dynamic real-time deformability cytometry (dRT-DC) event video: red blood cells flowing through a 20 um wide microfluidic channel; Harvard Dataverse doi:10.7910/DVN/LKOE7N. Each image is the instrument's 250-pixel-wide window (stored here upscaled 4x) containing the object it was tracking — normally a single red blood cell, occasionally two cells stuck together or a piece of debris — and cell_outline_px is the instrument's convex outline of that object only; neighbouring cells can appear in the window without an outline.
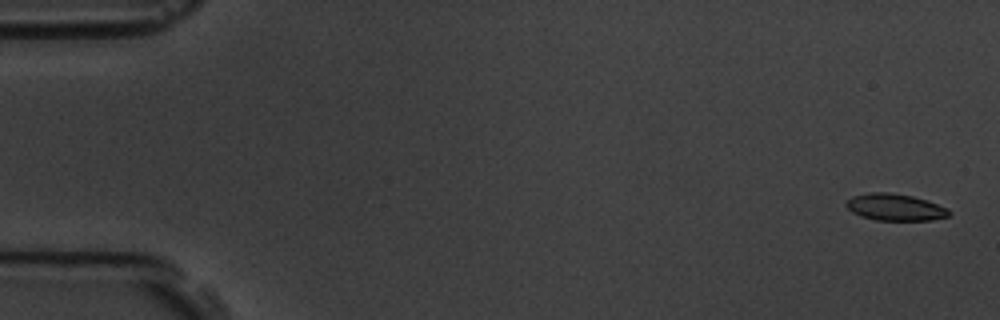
{"species": "common noctule bat (a hibernating species)", "species_latin": "Nyctalus noctula", "temperature_condition": "room temperature", "stored_images_in_passage": 58, "camera_frame_rate_fps": 3000, "um_per_image_px": 0.085, "animal": {"sex": "male", "body_mass_g": 19.5, "forearm_length_mm": 54.6}, "frame": {"image": 1, "passage_image": 2, "time_ms": 0.333, "image_size_px": [1000, 320], "cell_outline_px": [[952, 212], [948, 216], [932, 220], [876, 220], [860, 216], [852, 212], [844, 204], [852, 196], [868, 192], [888, 192], [912, 196], [948, 208]], "centroid_in_image_um": [76.06, 17.61], "position_along_channel_um": 8.9, "area_um2": 16.01}}
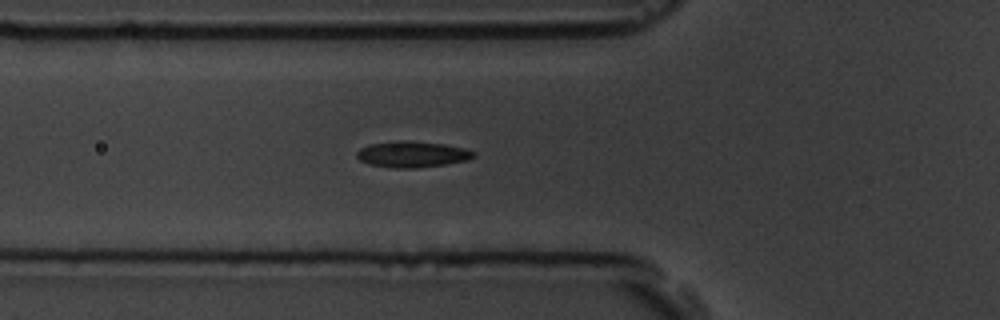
{"frame": {"image": 2, "passage_image": 21, "time_ms": 6.667, "image_size_px": [1000, 320], "cell_outline_px": [[476, 156], [468, 160], [444, 164], [416, 168], [392, 168], [368, 164], [360, 160], [356, 156], [356, 152], [360, 148], [368, 144], [396, 140], [408, 140], [444, 144], [464, 148], [476, 152]], "centroid_in_image_um": [35.01, 13.1], "position_along_channel_um": 90.8, "area_um2": 17.98}}
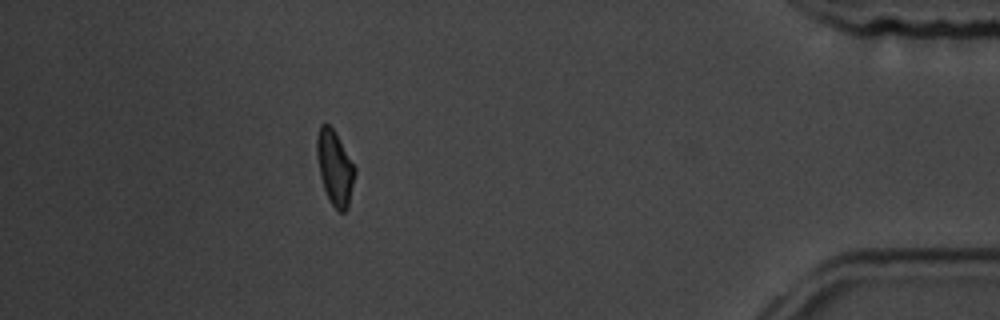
{"frame": {"image": 3, "passage_image": 52, "time_ms": 17.0, "image_size_px": [1000, 320], "cell_outline_px": [[356, 172], [348, 208], [344, 212], [340, 212], [332, 204], [324, 188], [320, 176], [316, 152], [316, 136], [320, 124], [328, 124], [336, 132], [356, 168]], "centroid_in_image_um": [28.46, 14.23], "position_along_channel_um": 406.7, "area_um2": 16.53}, "authors_computed_cell_mechanics": {"area_um2": 17.0221, "velocity_mm_per_s": 3.5485, "shape_relaxation_time_tau1_ms": 10.1804, "shape_relaxation_time_tau2_ms": 2.3063, "deformation_change_tau1": 0.1836, "deformation_change_tau2": 0.0861}}